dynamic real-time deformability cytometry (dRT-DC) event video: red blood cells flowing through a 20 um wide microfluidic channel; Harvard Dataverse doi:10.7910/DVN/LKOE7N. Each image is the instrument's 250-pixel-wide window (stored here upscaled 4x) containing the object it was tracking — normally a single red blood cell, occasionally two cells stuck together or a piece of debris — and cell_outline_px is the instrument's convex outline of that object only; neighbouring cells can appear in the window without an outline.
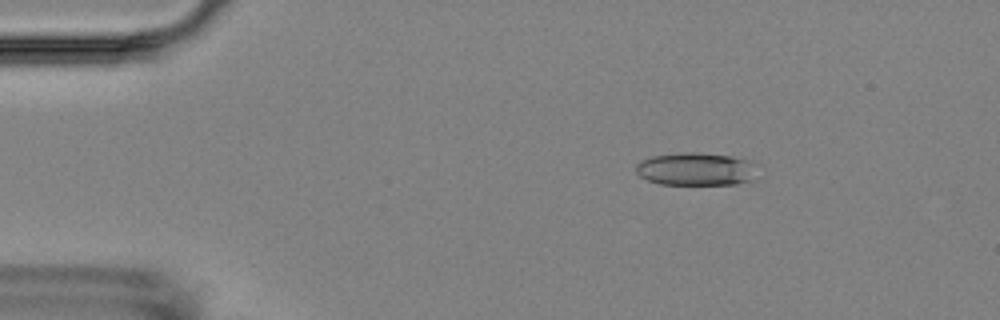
{"species": "Egyptian fruit bat (a non-hibernating species)", "species_latin": "Rousettus aegyptiacus", "temperature_condition": "room temperature", "stored_images_in_passage": 5, "camera_frame_rate_fps": 3000, "um_per_image_px": 0.085, "animal": {"sex": "female"}, "frame": {"image": 1, "passage_image": 3, "time_ms": 2.0, "image_size_px": [1000, 320], "cell_outline_px": [[756, 164], [752, 180], [736, 184], [660, 184], [648, 180], [640, 176], [636, 172], [636, 164], [640, 160], [652, 156], [684, 152], [696, 152], [732, 156], [752, 160]], "centroid_in_image_um": [59.16, 14.36], "position_along_channel_um": 25.8, "area_um2": 23.41}}